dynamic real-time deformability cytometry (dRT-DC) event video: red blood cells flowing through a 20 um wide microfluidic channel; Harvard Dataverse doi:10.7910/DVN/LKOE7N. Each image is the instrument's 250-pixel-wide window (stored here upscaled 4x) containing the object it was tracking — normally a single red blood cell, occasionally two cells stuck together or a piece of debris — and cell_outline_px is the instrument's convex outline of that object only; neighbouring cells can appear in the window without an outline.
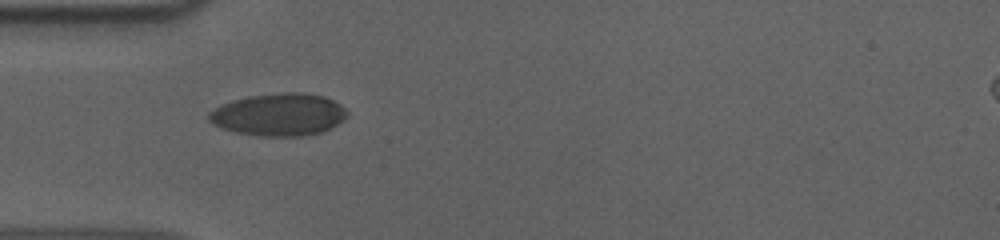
{"species": "human", "species_latin": "Homo sapiens", "temperature_condition": "cold", "stored_images_in_passage": 40, "camera_frame_rate_fps": 3000, "um_per_image_px": 0.085, "donor": {"sex": "male"}, "frame": {"image": 1, "passage_image": 1, "time_ms": 0.0, "image_size_px": [1000, 240], "cell_outline_px": [[348, 116], [344, 120], [324, 132], [304, 136], [260, 136], [236, 132], [212, 124], [208, 120], [208, 112], [220, 104], [232, 100], [248, 96], [284, 92], [304, 92], [324, 96], [340, 104], [348, 112]], "centroid_in_image_um": [23.71, 9.74], "position_along_channel_um": 61.3, "area_um2": 34.51}}
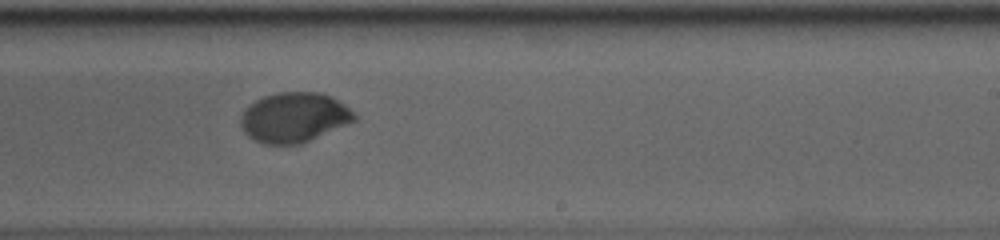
{"frame": {"image": 2, "passage_image": 18, "time_ms": 5.667, "image_size_px": [1000, 240], "cell_outline_px": [[356, 120], [300, 144], [264, 144], [248, 136], [244, 132], [240, 124], [240, 116], [244, 108], [256, 100], [264, 96], [276, 92], [320, 92], [332, 96], [356, 112]], "centroid_in_image_um": [24.99, 9.96], "position_along_channel_um": 264.0, "area_um2": 33.12}}
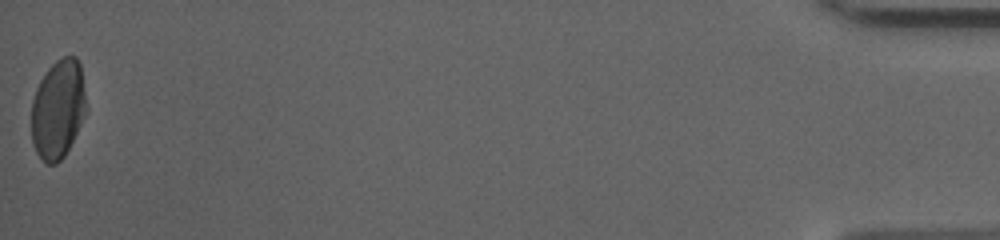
{"frame": {"image": 3, "passage_image": 40, "time_ms": 13.0, "image_size_px": [1000, 240], "cell_outline_px": [[88, 112], [64, 156], [56, 164], [48, 164], [36, 152], [32, 144], [32, 100], [36, 88], [40, 80], [48, 68], [56, 60], [64, 56], [76, 56], [80, 64], [88, 108]], "centroid_in_image_um": [4.96, 9.26], "position_along_channel_um": 430.2, "area_um2": 31.91}, "authors_computed_cell_mechanics": {"area_um2": 33.2928, "velocity_mm_per_s": 3.615, "shape_relaxation_time_tau1_ms": 5.9271, "shape_relaxation_time_tau2_ms": null, "deformation_change_tau1": 0.1635, "deformation_change_tau2": null}}